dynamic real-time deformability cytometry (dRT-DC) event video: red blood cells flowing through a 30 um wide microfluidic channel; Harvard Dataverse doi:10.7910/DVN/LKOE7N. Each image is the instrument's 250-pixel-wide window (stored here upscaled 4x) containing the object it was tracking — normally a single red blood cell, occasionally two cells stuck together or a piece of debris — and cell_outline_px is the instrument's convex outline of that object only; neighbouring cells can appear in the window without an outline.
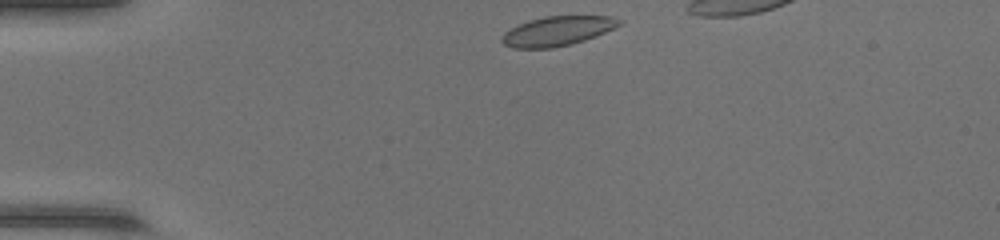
{"species": "common noctule bat (a hibernating species)", "species_latin": "Nyctalus noctula", "temperature_condition": "warm", "stored_images_in_passage": 32, "camera_frame_rate_fps": 3000, "um_per_image_px": 0.085, "animal": {"sex": "female", "body_mass_g": 17.0, "forearm_length_mm": 48.0}, "frame": {"image": 1, "passage_image": 1, "time_ms": 0.0, "image_size_px": [1000, 240], "cell_outline_px": [[624, 20], [620, 24], [596, 36], [572, 44], [552, 48], [512, 48], [504, 44], [500, 40], [500, 36], [504, 32], [528, 20], [544, 16], [612, 16]], "centroid_in_image_um": [47.35, 2.64], "position_along_channel_um": 37.6, "area_um2": 20.17}}
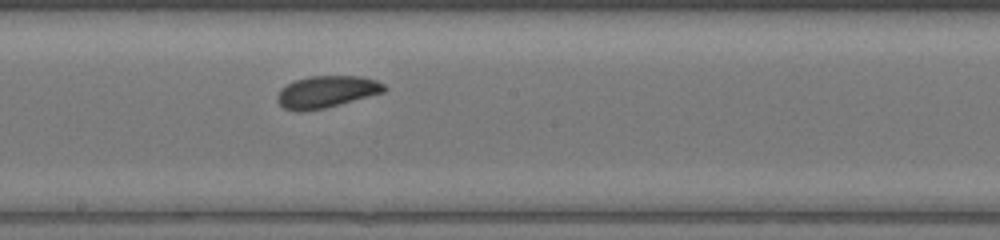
{"frame": {"image": 2, "passage_image": 17, "time_ms": 5.333, "image_size_px": [1000, 240], "cell_outline_px": [[388, 88], [384, 92], [324, 108], [300, 112], [296, 112], [284, 108], [276, 100], [276, 96], [280, 88], [296, 80], [308, 76], [360, 76], [376, 80], [384, 84]], "centroid_in_image_um": [27.73, 7.8], "position_along_channel_um": 220.5, "area_um2": 19.88}}
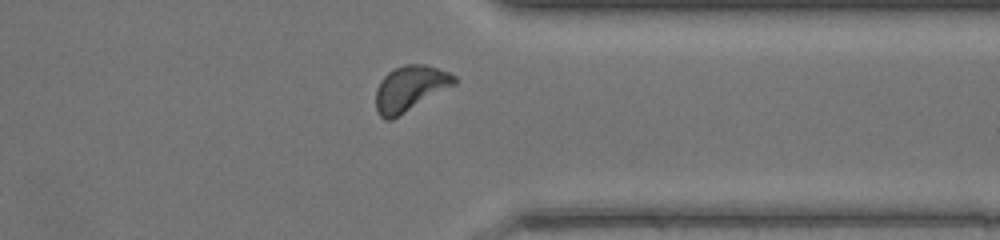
{"frame": {"image": 3, "passage_image": 28, "time_ms": 9.0, "image_size_px": [1000, 240], "cell_outline_px": [[460, 80], [456, 84], [392, 120], [384, 120], [380, 116], [376, 108], [376, 88], [380, 80], [388, 72], [404, 64], [424, 64], [448, 72], [456, 76]], "centroid_in_image_um": [34.86, 7.52], "position_along_channel_um": 376.5, "area_um2": 20.87}}